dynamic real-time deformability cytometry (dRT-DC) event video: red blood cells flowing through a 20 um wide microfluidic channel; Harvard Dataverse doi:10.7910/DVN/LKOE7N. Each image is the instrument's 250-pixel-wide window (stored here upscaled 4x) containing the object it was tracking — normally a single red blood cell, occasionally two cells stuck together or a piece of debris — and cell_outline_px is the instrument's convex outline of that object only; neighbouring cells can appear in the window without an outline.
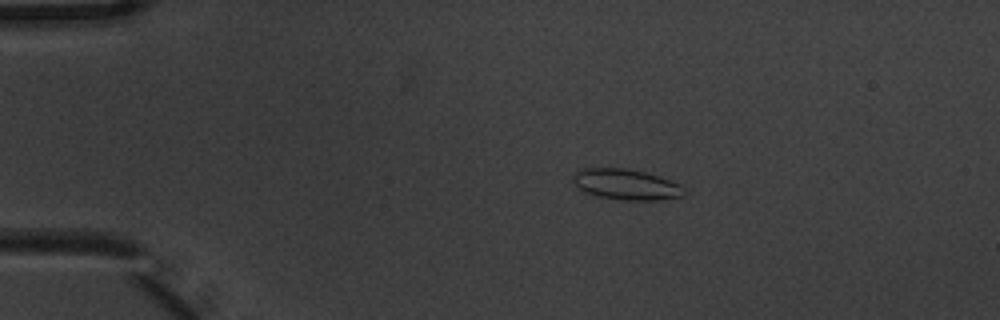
{"species": "common noctule bat (a hibernating species)", "species_latin": "Nyctalus noctula", "temperature_condition": "warm", "stored_images_in_passage": 5, "camera_frame_rate_fps": 3000, "um_per_image_px": 0.085, "animal": {"sex": "male", "body_mass_g": 20.1, "forearm_length_mm": 53.5}, "frame": {"image": 1, "passage_image": 4, "time_ms": 1.0, "image_size_px": [1000, 320], "cell_outline_px": [[684, 196], [656, 200], [624, 200], [596, 196], [584, 192], [572, 180], [572, 176], [580, 168], [624, 168], [644, 172], [660, 176], [680, 184], [684, 188]], "centroid_in_image_um": [53.22, 15.67], "position_along_channel_um": 31.8, "area_um2": 19.88}}